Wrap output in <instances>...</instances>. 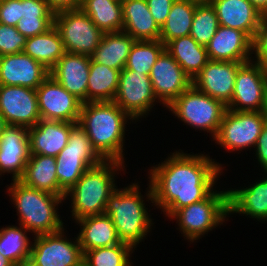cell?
Segmentation results:
<instances>
[{"mask_svg": "<svg viewBox=\"0 0 267 266\" xmlns=\"http://www.w3.org/2000/svg\"><path fill=\"white\" fill-rule=\"evenodd\" d=\"M222 165L205 152L175 151L149 169L145 199L169 218L176 210L205 199L224 173Z\"/></svg>", "mask_w": 267, "mask_h": 266, "instance_id": "cell-1", "label": "cell"}, {"mask_svg": "<svg viewBox=\"0 0 267 266\" xmlns=\"http://www.w3.org/2000/svg\"><path fill=\"white\" fill-rule=\"evenodd\" d=\"M134 120L114 101L84 102L78 124L85 130L96 152L104 160L125 163L126 128ZM128 122V124H127Z\"/></svg>", "mask_w": 267, "mask_h": 266, "instance_id": "cell-2", "label": "cell"}, {"mask_svg": "<svg viewBox=\"0 0 267 266\" xmlns=\"http://www.w3.org/2000/svg\"><path fill=\"white\" fill-rule=\"evenodd\" d=\"M10 185V186H9ZM7 185L8 195L18 215L19 225L35 236L55 233L65 225L58 207L64 197L26 186L20 180Z\"/></svg>", "mask_w": 267, "mask_h": 266, "instance_id": "cell-3", "label": "cell"}, {"mask_svg": "<svg viewBox=\"0 0 267 266\" xmlns=\"http://www.w3.org/2000/svg\"><path fill=\"white\" fill-rule=\"evenodd\" d=\"M125 164L116 160H104L84 172L64 196V200L69 199L71 203L70 212L73 220L105 212L109 196L118 187L115 175H118L119 171L126 170Z\"/></svg>", "mask_w": 267, "mask_h": 266, "instance_id": "cell-4", "label": "cell"}, {"mask_svg": "<svg viewBox=\"0 0 267 266\" xmlns=\"http://www.w3.org/2000/svg\"><path fill=\"white\" fill-rule=\"evenodd\" d=\"M139 184L132 182L123 189L117 187L109 196L104 212L112 219L119 240L135 250L154 225Z\"/></svg>", "mask_w": 267, "mask_h": 266, "instance_id": "cell-5", "label": "cell"}, {"mask_svg": "<svg viewBox=\"0 0 267 266\" xmlns=\"http://www.w3.org/2000/svg\"><path fill=\"white\" fill-rule=\"evenodd\" d=\"M228 190L214 189L205 199L176 210L170 217L188 242H197L205 234L229 219ZM202 236V237H201ZM186 237V238H185Z\"/></svg>", "mask_w": 267, "mask_h": 266, "instance_id": "cell-6", "label": "cell"}, {"mask_svg": "<svg viewBox=\"0 0 267 266\" xmlns=\"http://www.w3.org/2000/svg\"><path fill=\"white\" fill-rule=\"evenodd\" d=\"M55 159L61 197L65 196V193L76 184L87 169L104 161L78 123L71 128L68 144Z\"/></svg>", "mask_w": 267, "mask_h": 266, "instance_id": "cell-7", "label": "cell"}, {"mask_svg": "<svg viewBox=\"0 0 267 266\" xmlns=\"http://www.w3.org/2000/svg\"><path fill=\"white\" fill-rule=\"evenodd\" d=\"M166 109L182 121L183 125H189L195 131L200 129L207 132L214 139L218 134L227 106L191 85Z\"/></svg>", "mask_w": 267, "mask_h": 266, "instance_id": "cell-8", "label": "cell"}, {"mask_svg": "<svg viewBox=\"0 0 267 266\" xmlns=\"http://www.w3.org/2000/svg\"><path fill=\"white\" fill-rule=\"evenodd\" d=\"M267 121V111H233L227 109L221 121L217 136L211 141L230 152L251 150L255 147L263 126Z\"/></svg>", "mask_w": 267, "mask_h": 266, "instance_id": "cell-9", "label": "cell"}, {"mask_svg": "<svg viewBox=\"0 0 267 266\" xmlns=\"http://www.w3.org/2000/svg\"><path fill=\"white\" fill-rule=\"evenodd\" d=\"M54 26L60 32L65 52L90 57L104 34L80 8L56 12Z\"/></svg>", "mask_w": 267, "mask_h": 266, "instance_id": "cell-10", "label": "cell"}, {"mask_svg": "<svg viewBox=\"0 0 267 266\" xmlns=\"http://www.w3.org/2000/svg\"><path fill=\"white\" fill-rule=\"evenodd\" d=\"M113 101L135 120L134 123L148 117L156 103H160L154 95L150 76L125 67L120 71Z\"/></svg>", "mask_w": 267, "mask_h": 266, "instance_id": "cell-11", "label": "cell"}, {"mask_svg": "<svg viewBox=\"0 0 267 266\" xmlns=\"http://www.w3.org/2000/svg\"><path fill=\"white\" fill-rule=\"evenodd\" d=\"M227 109L267 111V71L262 65L252 60L238 69Z\"/></svg>", "mask_w": 267, "mask_h": 266, "instance_id": "cell-12", "label": "cell"}, {"mask_svg": "<svg viewBox=\"0 0 267 266\" xmlns=\"http://www.w3.org/2000/svg\"><path fill=\"white\" fill-rule=\"evenodd\" d=\"M65 228L62 230L34 236L30 257L38 266H80L83 252L78 237L69 239ZM76 239V240H75Z\"/></svg>", "mask_w": 267, "mask_h": 266, "instance_id": "cell-13", "label": "cell"}, {"mask_svg": "<svg viewBox=\"0 0 267 266\" xmlns=\"http://www.w3.org/2000/svg\"><path fill=\"white\" fill-rule=\"evenodd\" d=\"M41 119L78 123L83 102L49 75L36 89Z\"/></svg>", "mask_w": 267, "mask_h": 266, "instance_id": "cell-14", "label": "cell"}, {"mask_svg": "<svg viewBox=\"0 0 267 266\" xmlns=\"http://www.w3.org/2000/svg\"><path fill=\"white\" fill-rule=\"evenodd\" d=\"M0 115L8 125L35 126L41 120L36 90L0 85Z\"/></svg>", "mask_w": 267, "mask_h": 266, "instance_id": "cell-15", "label": "cell"}, {"mask_svg": "<svg viewBox=\"0 0 267 266\" xmlns=\"http://www.w3.org/2000/svg\"><path fill=\"white\" fill-rule=\"evenodd\" d=\"M149 76L154 95L164 108L192 85V79L166 50L152 66Z\"/></svg>", "mask_w": 267, "mask_h": 266, "instance_id": "cell-16", "label": "cell"}, {"mask_svg": "<svg viewBox=\"0 0 267 266\" xmlns=\"http://www.w3.org/2000/svg\"><path fill=\"white\" fill-rule=\"evenodd\" d=\"M244 63L247 62L209 60L194 77L192 85L227 106L234 92L236 73Z\"/></svg>", "mask_w": 267, "mask_h": 266, "instance_id": "cell-17", "label": "cell"}, {"mask_svg": "<svg viewBox=\"0 0 267 266\" xmlns=\"http://www.w3.org/2000/svg\"><path fill=\"white\" fill-rule=\"evenodd\" d=\"M29 158V128L7 124L0 135V176L8 173L12 181L20 180Z\"/></svg>", "mask_w": 267, "mask_h": 266, "instance_id": "cell-18", "label": "cell"}, {"mask_svg": "<svg viewBox=\"0 0 267 266\" xmlns=\"http://www.w3.org/2000/svg\"><path fill=\"white\" fill-rule=\"evenodd\" d=\"M49 75L47 68L24 52L0 56V85L36 90Z\"/></svg>", "mask_w": 267, "mask_h": 266, "instance_id": "cell-19", "label": "cell"}, {"mask_svg": "<svg viewBox=\"0 0 267 266\" xmlns=\"http://www.w3.org/2000/svg\"><path fill=\"white\" fill-rule=\"evenodd\" d=\"M206 49L209 60L250 62L253 40L245 32L220 25Z\"/></svg>", "mask_w": 267, "mask_h": 266, "instance_id": "cell-20", "label": "cell"}, {"mask_svg": "<svg viewBox=\"0 0 267 266\" xmlns=\"http://www.w3.org/2000/svg\"><path fill=\"white\" fill-rule=\"evenodd\" d=\"M91 57L65 53L49 74L70 94L87 102V87Z\"/></svg>", "mask_w": 267, "mask_h": 266, "instance_id": "cell-21", "label": "cell"}, {"mask_svg": "<svg viewBox=\"0 0 267 266\" xmlns=\"http://www.w3.org/2000/svg\"><path fill=\"white\" fill-rule=\"evenodd\" d=\"M219 25L245 32L252 40L264 17L249 0H211Z\"/></svg>", "mask_w": 267, "mask_h": 266, "instance_id": "cell-22", "label": "cell"}, {"mask_svg": "<svg viewBox=\"0 0 267 266\" xmlns=\"http://www.w3.org/2000/svg\"><path fill=\"white\" fill-rule=\"evenodd\" d=\"M261 180L246 188H228V214L238 213L259 222H267V172ZM230 189V190H229Z\"/></svg>", "mask_w": 267, "mask_h": 266, "instance_id": "cell-23", "label": "cell"}, {"mask_svg": "<svg viewBox=\"0 0 267 266\" xmlns=\"http://www.w3.org/2000/svg\"><path fill=\"white\" fill-rule=\"evenodd\" d=\"M76 123L39 120L29 128L30 154L56 157L68 144L71 128Z\"/></svg>", "mask_w": 267, "mask_h": 266, "instance_id": "cell-24", "label": "cell"}, {"mask_svg": "<svg viewBox=\"0 0 267 266\" xmlns=\"http://www.w3.org/2000/svg\"><path fill=\"white\" fill-rule=\"evenodd\" d=\"M74 222L80 226L77 237L83 253L121 243L114 223L106 213L87 216Z\"/></svg>", "mask_w": 267, "mask_h": 266, "instance_id": "cell-25", "label": "cell"}, {"mask_svg": "<svg viewBox=\"0 0 267 266\" xmlns=\"http://www.w3.org/2000/svg\"><path fill=\"white\" fill-rule=\"evenodd\" d=\"M123 32L135 40H159L160 27L154 21L146 0H122Z\"/></svg>", "mask_w": 267, "mask_h": 266, "instance_id": "cell-26", "label": "cell"}, {"mask_svg": "<svg viewBox=\"0 0 267 266\" xmlns=\"http://www.w3.org/2000/svg\"><path fill=\"white\" fill-rule=\"evenodd\" d=\"M135 39L123 32L104 33L91 58L99 64L121 71L127 63Z\"/></svg>", "mask_w": 267, "mask_h": 266, "instance_id": "cell-27", "label": "cell"}, {"mask_svg": "<svg viewBox=\"0 0 267 266\" xmlns=\"http://www.w3.org/2000/svg\"><path fill=\"white\" fill-rule=\"evenodd\" d=\"M165 50L192 80L209 61L206 47L198 44L190 35L169 41Z\"/></svg>", "mask_w": 267, "mask_h": 266, "instance_id": "cell-28", "label": "cell"}, {"mask_svg": "<svg viewBox=\"0 0 267 266\" xmlns=\"http://www.w3.org/2000/svg\"><path fill=\"white\" fill-rule=\"evenodd\" d=\"M20 181L26 186L59 195L55 157L30 154Z\"/></svg>", "mask_w": 267, "mask_h": 266, "instance_id": "cell-29", "label": "cell"}, {"mask_svg": "<svg viewBox=\"0 0 267 266\" xmlns=\"http://www.w3.org/2000/svg\"><path fill=\"white\" fill-rule=\"evenodd\" d=\"M23 52L41 63L49 71L66 53L60 32L55 26L43 34L26 38Z\"/></svg>", "mask_w": 267, "mask_h": 266, "instance_id": "cell-30", "label": "cell"}, {"mask_svg": "<svg viewBox=\"0 0 267 266\" xmlns=\"http://www.w3.org/2000/svg\"><path fill=\"white\" fill-rule=\"evenodd\" d=\"M119 78V70L96 63L91 58L87 102H112L118 89Z\"/></svg>", "mask_w": 267, "mask_h": 266, "instance_id": "cell-31", "label": "cell"}, {"mask_svg": "<svg viewBox=\"0 0 267 266\" xmlns=\"http://www.w3.org/2000/svg\"><path fill=\"white\" fill-rule=\"evenodd\" d=\"M79 8L103 32L123 30L122 3L116 0H81Z\"/></svg>", "mask_w": 267, "mask_h": 266, "instance_id": "cell-32", "label": "cell"}, {"mask_svg": "<svg viewBox=\"0 0 267 266\" xmlns=\"http://www.w3.org/2000/svg\"><path fill=\"white\" fill-rule=\"evenodd\" d=\"M197 4L189 0H175L173 2L166 22L160 28L159 40L164 45L173 39L190 35Z\"/></svg>", "mask_w": 267, "mask_h": 266, "instance_id": "cell-33", "label": "cell"}, {"mask_svg": "<svg viewBox=\"0 0 267 266\" xmlns=\"http://www.w3.org/2000/svg\"><path fill=\"white\" fill-rule=\"evenodd\" d=\"M18 226L0 228V253L14 265L30 257L32 246L31 237L27 236L29 231L21 225Z\"/></svg>", "mask_w": 267, "mask_h": 266, "instance_id": "cell-34", "label": "cell"}, {"mask_svg": "<svg viewBox=\"0 0 267 266\" xmlns=\"http://www.w3.org/2000/svg\"><path fill=\"white\" fill-rule=\"evenodd\" d=\"M165 45L160 40H135L128 56L125 68L150 75Z\"/></svg>", "mask_w": 267, "mask_h": 266, "instance_id": "cell-35", "label": "cell"}, {"mask_svg": "<svg viewBox=\"0 0 267 266\" xmlns=\"http://www.w3.org/2000/svg\"><path fill=\"white\" fill-rule=\"evenodd\" d=\"M134 249L121 242L120 244L100 247L83 253V262L87 266H133L131 255Z\"/></svg>", "mask_w": 267, "mask_h": 266, "instance_id": "cell-36", "label": "cell"}, {"mask_svg": "<svg viewBox=\"0 0 267 266\" xmlns=\"http://www.w3.org/2000/svg\"><path fill=\"white\" fill-rule=\"evenodd\" d=\"M219 26L216 11L211 3L196 5L190 36H192L198 44L206 47L216 34Z\"/></svg>", "mask_w": 267, "mask_h": 266, "instance_id": "cell-37", "label": "cell"}, {"mask_svg": "<svg viewBox=\"0 0 267 266\" xmlns=\"http://www.w3.org/2000/svg\"><path fill=\"white\" fill-rule=\"evenodd\" d=\"M26 37L16 27L0 23V56L22 53Z\"/></svg>", "mask_w": 267, "mask_h": 266, "instance_id": "cell-38", "label": "cell"}, {"mask_svg": "<svg viewBox=\"0 0 267 266\" xmlns=\"http://www.w3.org/2000/svg\"><path fill=\"white\" fill-rule=\"evenodd\" d=\"M54 26V18H21L16 26L26 38L47 32Z\"/></svg>", "mask_w": 267, "mask_h": 266, "instance_id": "cell-39", "label": "cell"}, {"mask_svg": "<svg viewBox=\"0 0 267 266\" xmlns=\"http://www.w3.org/2000/svg\"><path fill=\"white\" fill-rule=\"evenodd\" d=\"M253 54L252 60L267 71V15H264L253 39Z\"/></svg>", "mask_w": 267, "mask_h": 266, "instance_id": "cell-40", "label": "cell"}, {"mask_svg": "<svg viewBox=\"0 0 267 266\" xmlns=\"http://www.w3.org/2000/svg\"><path fill=\"white\" fill-rule=\"evenodd\" d=\"M22 17V0H0V23L16 27Z\"/></svg>", "mask_w": 267, "mask_h": 266, "instance_id": "cell-41", "label": "cell"}, {"mask_svg": "<svg viewBox=\"0 0 267 266\" xmlns=\"http://www.w3.org/2000/svg\"><path fill=\"white\" fill-rule=\"evenodd\" d=\"M45 0H22V18H54Z\"/></svg>", "mask_w": 267, "mask_h": 266, "instance_id": "cell-42", "label": "cell"}, {"mask_svg": "<svg viewBox=\"0 0 267 266\" xmlns=\"http://www.w3.org/2000/svg\"><path fill=\"white\" fill-rule=\"evenodd\" d=\"M174 1L175 0H146L149 11L160 28L166 22Z\"/></svg>", "mask_w": 267, "mask_h": 266, "instance_id": "cell-43", "label": "cell"}, {"mask_svg": "<svg viewBox=\"0 0 267 266\" xmlns=\"http://www.w3.org/2000/svg\"><path fill=\"white\" fill-rule=\"evenodd\" d=\"M255 155L259 166L264 172H267V121L265 122L262 132L258 137L254 147Z\"/></svg>", "mask_w": 267, "mask_h": 266, "instance_id": "cell-44", "label": "cell"}, {"mask_svg": "<svg viewBox=\"0 0 267 266\" xmlns=\"http://www.w3.org/2000/svg\"><path fill=\"white\" fill-rule=\"evenodd\" d=\"M45 2L56 13L62 10L79 8L81 0H45Z\"/></svg>", "mask_w": 267, "mask_h": 266, "instance_id": "cell-45", "label": "cell"}, {"mask_svg": "<svg viewBox=\"0 0 267 266\" xmlns=\"http://www.w3.org/2000/svg\"><path fill=\"white\" fill-rule=\"evenodd\" d=\"M263 15H267V0H249Z\"/></svg>", "mask_w": 267, "mask_h": 266, "instance_id": "cell-46", "label": "cell"}, {"mask_svg": "<svg viewBox=\"0 0 267 266\" xmlns=\"http://www.w3.org/2000/svg\"><path fill=\"white\" fill-rule=\"evenodd\" d=\"M15 266H38L31 257L25 258L18 262Z\"/></svg>", "mask_w": 267, "mask_h": 266, "instance_id": "cell-47", "label": "cell"}, {"mask_svg": "<svg viewBox=\"0 0 267 266\" xmlns=\"http://www.w3.org/2000/svg\"><path fill=\"white\" fill-rule=\"evenodd\" d=\"M0 266H15V265L0 253Z\"/></svg>", "mask_w": 267, "mask_h": 266, "instance_id": "cell-48", "label": "cell"}, {"mask_svg": "<svg viewBox=\"0 0 267 266\" xmlns=\"http://www.w3.org/2000/svg\"><path fill=\"white\" fill-rule=\"evenodd\" d=\"M6 122L4 120V118L0 115V135L3 133V129L6 126Z\"/></svg>", "mask_w": 267, "mask_h": 266, "instance_id": "cell-49", "label": "cell"}, {"mask_svg": "<svg viewBox=\"0 0 267 266\" xmlns=\"http://www.w3.org/2000/svg\"><path fill=\"white\" fill-rule=\"evenodd\" d=\"M189 1H193V2L198 3V4L211 2V0H189Z\"/></svg>", "mask_w": 267, "mask_h": 266, "instance_id": "cell-50", "label": "cell"}, {"mask_svg": "<svg viewBox=\"0 0 267 266\" xmlns=\"http://www.w3.org/2000/svg\"><path fill=\"white\" fill-rule=\"evenodd\" d=\"M80 266H87V265L84 262H82Z\"/></svg>", "mask_w": 267, "mask_h": 266, "instance_id": "cell-51", "label": "cell"}]
</instances>
